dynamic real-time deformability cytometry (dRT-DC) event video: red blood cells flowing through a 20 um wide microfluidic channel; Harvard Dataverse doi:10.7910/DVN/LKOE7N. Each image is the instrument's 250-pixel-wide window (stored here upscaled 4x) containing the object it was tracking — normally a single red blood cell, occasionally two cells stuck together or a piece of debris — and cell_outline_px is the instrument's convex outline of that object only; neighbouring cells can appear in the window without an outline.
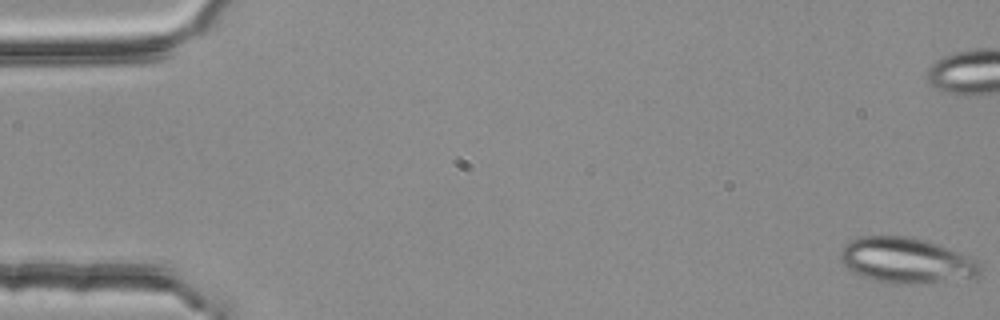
{"species": "common noctule bat (a hibernating species)", "species_latin": "Nyctalus noctula", "temperature_condition": "room temperature", "stored_images_in_passage": 14, "camera_frame_rate_fps": 3000, "um_per_image_px": 0.085, "animal": {"sex": "female", "body_mass_g": 25.1}, "frame": {"image": 1, "passage_image": 1, "time_ms": 0.0, "image_size_px": [1000, 320], "cell_outline_px": [[980, 272], [976, 276], [928, 284], [896, 284], [872, 280], [860, 276], [848, 268], [840, 260], [840, 252], [852, 240], [860, 236], [912, 236], [948, 248], [980, 260]], "centroid_in_image_um": [77.05, 22.15], "position_along_channel_um": 7.9, "area_um2": 37.11}}